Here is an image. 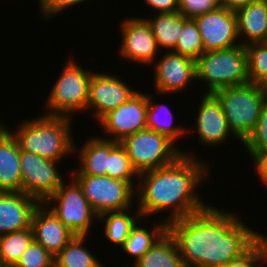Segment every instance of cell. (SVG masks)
Instances as JSON below:
<instances>
[{
  "label": "cell",
  "mask_w": 267,
  "mask_h": 267,
  "mask_svg": "<svg viewBox=\"0 0 267 267\" xmlns=\"http://www.w3.org/2000/svg\"><path fill=\"white\" fill-rule=\"evenodd\" d=\"M79 167L71 175L105 176L109 170V140L93 136L79 148Z\"/></svg>",
  "instance_id": "21"
},
{
  "label": "cell",
  "mask_w": 267,
  "mask_h": 267,
  "mask_svg": "<svg viewBox=\"0 0 267 267\" xmlns=\"http://www.w3.org/2000/svg\"><path fill=\"white\" fill-rule=\"evenodd\" d=\"M1 122H3V121H0V128L5 124V123H1Z\"/></svg>",
  "instance_id": "42"
},
{
  "label": "cell",
  "mask_w": 267,
  "mask_h": 267,
  "mask_svg": "<svg viewBox=\"0 0 267 267\" xmlns=\"http://www.w3.org/2000/svg\"><path fill=\"white\" fill-rule=\"evenodd\" d=\"M253 160L254 169L258 174L261 183L267 188V148L261 151L255 152L251 156Z\"/></svg>",
  "instance_id": "37"
},
{
  "label": "cell",
  "mask_w": 267,
  "mask_h": 267,
  "mask_svg": "<svg viewBox=\"0 0 267 267\" xmlns=\"http://www.w3.org/2000/svg\"><path fill=\"white\" fill-rule=\"evenodd\" d=\"M33 240L31 227L0 236V267L16 265Z\"/></svg>",
  "instance_id": "28"
},
{
  "label": "cell",
  "mask_w": 267,
  "mask_h": 267,
  "mask_svg": "<svg viewBox=\"0 0 267 267\" xmlns=\"http://www.w3.org/2000/svg\"><path fill=\"white\" fill-rule=\"evenodd\" d=\"M252 156L255 152L267 148V101L265 102L253 132L242 143Z\"/></svg>",
  "instance_id": "34"
},
{
  "label": "cell",
  "mask_w": 267,
  "mask_h": 267,
  "mask_svg": "<svg viewBox=\"0 0 267 267\" xmlns=\"http://www.w3.org/2000/svg\"><path fill=\"white\" fill-rule=\"evenodd\" d=\"M266 263L267 235L265 236L263 234V236L246 253L233 259L226 267H261L262 264Z\"/></svg>",
  "instance_id": "33"
},
{
  "label": "cell",
  "mask_w": 267,
  "mask_h": 267,
  "mask_svg": "<svg viewBox=\"0 0 267 267\" xmlns=\"http://www.w3.org/2000/svg\"><path fill=\"white\" fill-rule=\"evenodd\" d=\"M148 95L138 91L127 102L110 111L100 121L109 138L121 142L125 137L147 129ZM110 135L112 136L110 138Z\"/></svg>",
  "instance_id": "11"
},
{
  "label": "cell",
  "mask_w": 267,
  "mask_h": 267,
  "mask_svg": "<svg viewBox=\"0 0 267 267\" xmlns=\"http://www.w3.org/2000/svg\"><path fill=\"white\" fill-rule=\"evenodd\" d=\"M69 116L45 115L20 123L17 131H10L16 138L20 150L43 158L61 162L75 153L72 125ZM72 136V137H71Z\"/></svg>",
  "instance_id": "3"
},
{
  "label": "cell",
  "mask_w": 267,
  "mask_h": 267,
  "mask_svg": "<svg viewBox=\"0 0 267 267\" xmlns=\"http://www.w3.org/2000/svg\"><path fill=\"white\" fill-rule=\"evenodd\" d=\"M201 267H226L222 265H207V266H201Z\"/></svg>",
  "instance_id": "40"
},
{
  "label": "cell",
  "mask_w": 267,
  "mask_h": 267,
  "mask_svg": "<svg viewBox=\"0 0 267 267\" xmlns=\"http://www.w3.org/2000/svg\"><path fill=\"white\" fill-rule=\"evenodd\" d=\"M263 43L266 44V46H267V38L265 39V41Z\"/></svg>",
  "instance_id": "43"
},
{
  "label": "cell",
  "mask_w": 267,
  "mask_h": 267,
  "mask_svg": "<svg viewBox=\"0 0 267 267\" xmlns=\"http://www.w3.org/2000/svg\"><path fill=\"white\" fill-rule=\"evenodd\" d=\"M110 73L94 72L89 85L86 110H93L96 121H100L110 111L127 102L138 90Z\"/></svg>",
  "instance_id": "12"
},
{
  "label": "cell",
  "mask_w": 267,
  "mask_h": 267,
  "mask_svg": "<svg viewBox=\"0 0 267 267\" xmlns=\"http://www.w3.org/2000/svg\"><path fill=\"white\" fill-rule=\"evenodd\" d=\"M240 45L262 43L267 38V0H258L236 12Z\"/></svg>",
  "instance_id": "20"
},
{
  "label": "cell",
  "mask_w": 267,
  "mask_h": 267,
  "mask_svg": "<svg viewBox=\"0 0 267 267\" xmlns=\"http://www.w3.org/2000/svg\"><path fill=\"white\" fill-rule=\"evenodd\" d=\"M200 101L199 111L196 116L195 130L199 142L208 146L224 144L231 134L227 119L223 113L221 104L213 93H203Z\"/></svg>",
  "instance_id": "16"
},
{
  "label": "cell",
  "mask_w": 267,
  "mask_h": 267,
  "mask_svg": "<svg viewBox=\"0 0 267 267\" xmlns=\"http://www.w3.org/2000/svg\"><path fill=\"white\" fill-rule=\"evenodd\" d=\"M107 176L127 181L135 189L137 187L134 182L135 179L138 180L139 173L132 166L125 147L118 141L109 140V170H107Z\"/></svg>",
  "instance_id": "29"
},
{
  "label": "cell",
  "mask_w": 267,
  "mask_h": 267,
  "mask_svg": "<svg viewBox=\"0 0 267 267\" xmlns=\"http://www.w3.org/2000/svg\"><path fill=\"white\" fill-rule=\"evenodd\" d=\"M158 59L152 66H155L154 88L160 96L182 93L193 79L196 80V60L172 51H166L165 55Z\"/></svg>",
  "instance_id": "15"
},
{
  "label": "cell",
  "mask_w": 267,
  "mask_h": 267,
  "mask_svg": "<svg viewBox=\"0 0 267 267\" xmlns=\"http://www.w3.org/2000/svg\"><path fill=\"white\" fill-rule=\"evenodd\" d=\"M258 0H220V6L236 12L238 9Z\"/></svg>",
  "instance_id": "39"
},
{
  "label": "cell",
  "mask_w": 267,
  "mask_h": 267,
  "mask_svg": "<svg viewBox=\"0 0 267 267\" xmlns=\"http://www.w3.org/2000/svg\"><path fill=\"white\" fill-rule=\"evenodd\" d=\"M245 47L247 53V72L251 83L267 88V46L252 43Z\"/></svg>",
  "instance_id": "30"
},
{
  "label": "cell",
  "mask_w": 267,
  "mask_h": 267,
  "mask_svg": "<svg viewBox=\"0 0 267 267\" xmlns=\"http://www.w3.org/2000/svg\"><path fill=\"white\" fill-rule=\"evenodd\" d=\"M133 267H184L178 245L167 231Z\"/></svg>",
  "instance_id": "23"
},
{
  "label": "cell",
  "mask_w": 267,
  "mask_h": 267,
  "mask_svg": "<svg viewBox=\"0 0 267 267\" xmlns=\"http://www.w3.org/2000/svg\"><path fill=\"white\" fill-rule=\"evenodd\" d=\"M55 257L42 245L32 241L21 255L17 267H54Z\"/></svg>",
  "instance_id": "32"
},
{
  "label": "cell",
  "mask_w": 267,
  "mask_h": 267,
  "mask_svg": "<svg viewBox=\"0 0 267 267\" xmlns=\"http://www.w3.org/2000/svg\"><path fill=\"white\" fill-rule=\"evenodd\" d=\"M3 267H17L16 265H7V266H3Z\"/></svg>",
  "instance_id": "41"
},
{
  "label": "cell",
  "mask_w": 267,
  "mask_h": 267,
  "mask_svg": "<svg viewBox=\"0 0 267 267\" xmlns=\"http://www.w3.org/2000/svg\"><path fill=\"white\" fill-rule=\"evenodd\" d=\"M57 164L59 162L20 150L22 192L44 203L64 182Z\"/></svg>",
  "instance_id": "10"
},
{
  "label": "cell",
  "mask_w": 267,
  "mask_h": 267,
  "mask_svg": "<svg viewBox=\"0 0 267 267\" xmlns=\"http://www.w3.org/2000/svg\"><path fill=\"white\" fill-rule=\"evenodd\" d=\"M9 129L0 128V191L22 192L20 148Z\"/></svg>",
  "instance_id": "19"
},
{
  "label": "cell",
  "mask_w": 267,
  "mask_h": 267,
  "mask_svg": "<svg viewBox=\"0 0 267 267\" xmlns=\"http://www.w3.org/2000/svg\"><path fill=\"white\" fill-rule=\"evenodd\" d=\"M219 100L228 126L243 143L253 132L261 110L267 101V88L246 83L213 92Z\"/></svg>",
  "instance_id": "4"
},
{
  "label": "cell",
  "mask_w": 267,
  "mask_h": 267,
  "mask_svg": "<svg viewBox=\"0 0 267 267\" xmlns=\"http://www.w3.org/2000/svg\"><path fill=\"white\" fill-rule=\"evenodd\" d=\"M201 35L204 52L240 45L237 16L224 7L194 18Z\"/></svg>",
  "instance_id": "14"
},
{
  "label": "cell",
  "mask_w": 267,
  "mask_h": 267,
  "mask_svg": "<svg viewBox=\"0 0 267 267\" xmlns=\"http://www.w3.org/2000/svg\"><path fill=\"white\" fill-rule=\"evenodd\" d=\"M89 0H38L39 10L41 17L47 19L57 16L65 9L79 5L80 3L87 2Z\"/></svg>",
  "instance_id": "36"
},
{
  "label": "cell",
  "mask_w": 267,
  "mask_h": 267,
  "mask_svg": "<svg viewBox=\"0 0 267 267\" xmlns=\"http://www.w3.org/2000/svg\"><path fill=\"white\" fill-rule=\"evenodd\" d=\"M89 235H74L55 256L54 267H103L99 259L84 247Z\"/></svg>",
  "instance_id": "27"
},
{
  "label": "cell",
  "mask_w": 267,
  "mask_h": 267,
  "mask_svg": "<svg viewBox=\"0 0 267 267\" xmlns=\"http://www.w3.org/2000/svg\"><path fill=\"white\" fill-rule=\"evenodd\" d=\"M69 58L62 68L57 81L52 86L45 106V115L69 116L85 111L92 77L90 70H84L76 60Z\"/></svg>",
  "instance_id": "6"
},
{
  "label": "cell",
  "mask_w": 267,
  "mask_h": 267,
  "mask_svg": "<svg viewBox=\"0 0 267 267\" xmlns=\"http://www.w3.org/2000/svg\"><path fill=\"white\" fill-rule=\"evenodd\" d=\"M145 19L152 29L158 48L167 49V52L168 50L173 51L183 31L184 24L189 20L179 12L157 13L155 17Z\"/></svg>",
  "instance_id": "22"
},
{
  "label": "cell",
  "mask_w": 267,
  "mask_h": 267,
  "mask_svg": "<svg viewBox=\"0 0 267 267\" xmlns=\"http://www.w3.org/2000/svg\"><path fill=\"white\" fill-rule=\"evenodd\" d=\"M172 52L188 56L194 60H197L204 53L199 28L194 19H189L184 24L183 31Z\"/></svg>",
  "instance_id": "31"
},
{
  "label": "cell",
  "mask_w": 267,
  "mask_h": 267,
  "mask_svg": "<svg viewBox=\"0 0 267 267\" xmlns=\"http://www.w3.org/2000/svg\"><path fill=\"white\" fill-rule=\"evenodd\" d=\"M39 204L23 192L0 191V236L30 228Z\"/></svg>",
  "instance_id": "18"
},
{
  "label": "cell",
  "mask_w": 267,
  "mask_h": 267,
  "mask_svg": "<svg viewBox=\"0 0 267 267\" xmlns=\"http://www.w3.org/2000/svg\"><path fill=\"white\" fill-rule=\"evenodd\" d=\"M120 143L139 174L167 166L182 155L181 147H177L166 135L149 129L129 135Z\"/></svg>",
  "instance_id": "7"
},
{
  "label": "cell",
  "mask_w": 267,
  "mask_h": 267,
  "mask_svg": "<svg viewBox=\"0 0 267 267\" xmlns=\"http://www.w3.org/2000/svg\"><path fill=\"white\" fill-rule=\"evenodd\" d=\"M184 267L227 266L246 253L263 235L241 221L238 214L208 206L168 223Z\"/></svg>",
  "instance_id": "1"
},
{
  "label": "cell",
  "mask_w": 267,
  "mask_h": 267,
  "mask_svg": "<svg viewBox=\"0 0 267 267\" xmlns=\"http://www.w3.org/2000/svg\"><path fill=\"white\" fill-rule=\"evenodd\" d=\"M159 222L157 226H153L150 230L137 223L131 229L127 240L121 249L133 257L136 263L167 231L168 223L164 221ZM140 226V227H139Z\"/></svg>",
  "instance_id": "25"
},
{
  "label": "cell",
  "mask_w": 267,
  "mask_h": 267,
  "mask_svg": "<svg viewBox=\"0 0 267 267\" xmlns=\"http://www.w3.org/2000/svg\"><path fill=\"white\" fill-rule=\"evenodd\" d=\"M132 208L124 211L104 212L98 215V220L105 222L104 234L111 244L122 247L130 234L131 229L136 223L141 221L140 211L135 209V215L132 214ZM131 212V213H130Z\"/></svg>",
  "instance_id": "24"
},
{
  "label": "cell",
  "mask_w": 267,
  "mask_h": 267,
  "mask_svg": "<svg viewBox=\"0 0 267 267\" xmlns=\"http://www.w3.org/2000/svg\"><path fill=\"white\" fill-rule=\"evenodd\" d=\"M197 79L206 83L205 93L249 83L245 47L237 45L202 53L196 60Z\"/></svg>",
  "instance_id": "5"
},
{
  "label": "cell",
  "mask_w": 267,
  "mask_h": 267,
  "mask_svg": "<svg viewBox=\"0 0 267 267\" xmlns=\"http://www.w3.org/2000/svg\"><path fill=\"white\" fill-rule=\"evenodd\" d=\"M152 97L153 95L148 94L147 129L166 135L176 144L185 133H188V130L183 125H174V115L170 108L165 104L153 102Z\"/></svg>",
  "instance_id": "26"
},
{
  "label": "cell",
  "mask_w": 267,
  "mask_h": 267,
  "mask_svg": "<svg viewBox=\"0 0 267 267\" xmlns=\"http://www.w3.org/2000/svg\"><path fill=\"white\" fill-rule=\"evenodd\" d=\"M145 3L157 13H174L179 10L178 0H145Z\"/></svg>",
  "instance_id": "38"
},
{
  "label": "cell",
  "mask_w": 267,
  "mask_h": 267,
  "mask_svg": "<svg viewBox=\"0 0 267 267\" xmlns=\"http://www.w3.org/2000/svg\"><path fill=\"white\" fill-rule=\"evenodd\" d=\"M71 177L81 186L84 196L98 215L133 208V197H136V193L129 182L107 175H72Z\"/></svg>",
  "instance_id": "9"
},
{
  "label": "cell",
  "mask_w": 267,
  "mask_h": 267,
  "mask_svg": "<svg viewBox=\"0 0 267 267\" xmlns=\"http://www.w3.org/2000/svg\"><path fill=\"white\" fill-rule=\"evenodd\" d=\"M31 229L34 241L54 257L75 235L43 203H40L32 214Z\"/></svg>",
  "instance_id": "17"
},
{
  "label": "cell",
  "mask_w": 267,
  "mask_h": 267,
  "mask_svg": "<svg viewBox=\"0 0 267 267\" xmlns=\"http://www.w3.org/2000/svg\"><path fill=\"white\" fill-rule=\"evenodd\" d=\"M178 12L188 18L194 19L197 16L214 11L220 7V0H178Z\"/></svg>",
  "instance_id": "35"
},
{
  "label": "cell",
  "mask_w": 267,
  "mask_h": 267,
  "mask_svg": "<svg viewBox=\"0 0 267 267\" xmlns=\"http://www.w3.org/2000/svg\"><path fill=\"white\" fill-rule=\"evenodd\" d=\"M123 20L120 26L122 42L119 48L121 58L147 66L154 64L158 54L156 39L145 17Z\"/></svg>",
  "instance_id": "13"
},
{
  "label": "cell",
  "mask_w": 267,
  "mask_h": 267,
  "mask_svg": "<svg viewBox=\"0 0 267 267\" xmlns=\"http://www.w3.org/2000/svg\"><path fill=\"white\" fill-rule=\"evenodd\" d=\"M181 154L167 166L139 174L134 201H137L136 208L143 219L170 209V215L165 218L169 223L208 206L198 196L197 187L208 179L210 164L205 160L201 162L202 159L195 156L196 154L186 150H182Z\"/></svg>",
  "instance_id": "2"
},
{
  "label": "cell",
  "mask_w": 267,
  "mask_h": 267,
  "mask_svg": "<svg viewBox=\"0 0 267 267\" xmlns=\"http://www.w3.org/2000/svg\"><path fill=\"white\" fill-rule=\"evenodd\" d=\"M63 182L43 204L75 235H88L98 214L87 201L81 186L73 178ZM96 218V219H95Z\"/></svg>",
  "instance_id": "8"
}]
</instances>
